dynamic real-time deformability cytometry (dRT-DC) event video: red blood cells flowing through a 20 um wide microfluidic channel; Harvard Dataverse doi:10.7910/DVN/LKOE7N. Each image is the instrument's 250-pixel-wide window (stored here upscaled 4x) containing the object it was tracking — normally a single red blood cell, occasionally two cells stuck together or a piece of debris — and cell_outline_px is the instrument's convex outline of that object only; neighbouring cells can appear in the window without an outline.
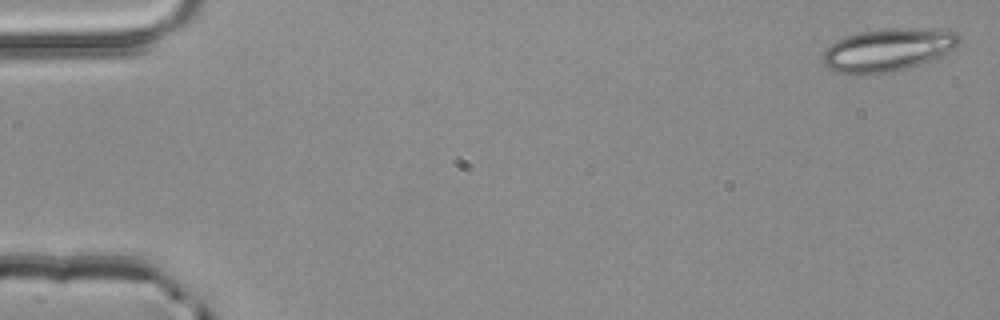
{"species": "common noctule bat (a hibernating species)", "species_latin": "Nyctalus noctula", "temperature_condition": "room temperature", "stored_images_in_passage": 4, "camera_frame_rate_fps": 3000, "um_per_image_px": 0.085, "animal": {"sex": "male", "body_mass_g": 20.4}, "frame": {"image": 1, "passage_image": 1, "time_ms": 0.0, "image_size_px": [1000, 320], "cell_outline_px": [[960, 44], [956, 48], [940, 56], [920, 64], [892, 72], [860, 76], [832, 72], [824, 64], [824, 52], [836, 40], [860, 32], [888, 28], [900, 28], [956, 32], [960, 36]], "centroid_in_image_um": [75.44, 4.28], "position_along_channel_um": 9.6, "area_um2": 33.93}}